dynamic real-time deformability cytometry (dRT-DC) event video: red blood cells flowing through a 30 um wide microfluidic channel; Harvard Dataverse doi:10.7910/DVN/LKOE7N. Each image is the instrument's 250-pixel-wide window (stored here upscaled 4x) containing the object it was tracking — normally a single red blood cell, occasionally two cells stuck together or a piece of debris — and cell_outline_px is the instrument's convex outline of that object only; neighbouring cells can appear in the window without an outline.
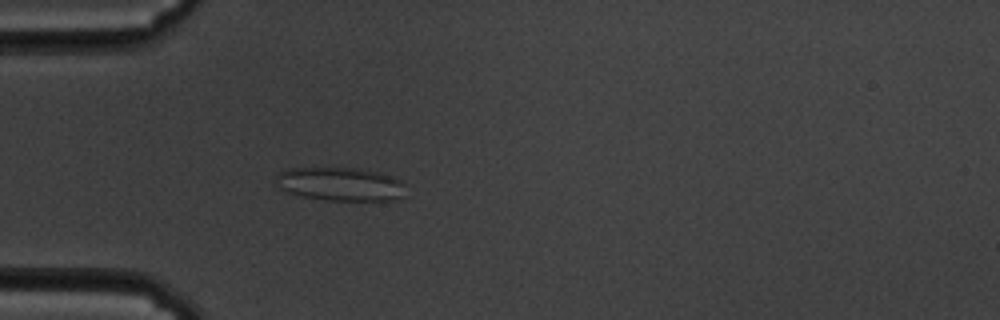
{"species": "common noctule bat (a hibernating species)", "species_latin": "Nyctalus noctula", "temperature_condition": "cold", "stored_images_in_passage": 57, "camera_frame_rate_fps": 3000, "um_per_image_px": 0.085, "animal": {"sex": "male", "body_mass_g": 19.5, "forearm_length_mm": 54.6}, "frame": {"image": 1, "passage_image": 17, "time_ms": 5.333, "image_size_px": [1000, 320], "cell_outline_px": [[408, 184], [400, 196], [392, 200], [324, 200], [304, 196], [288, 192], [272, 184], [276, 176], [280, 172], [288, 168], [360, 168], [380, 172], [400, 180]], "centroid_in_image_um": [28.9, 15.63], "position_along_channel_um": 56.1, "area_um2": 25.49}}
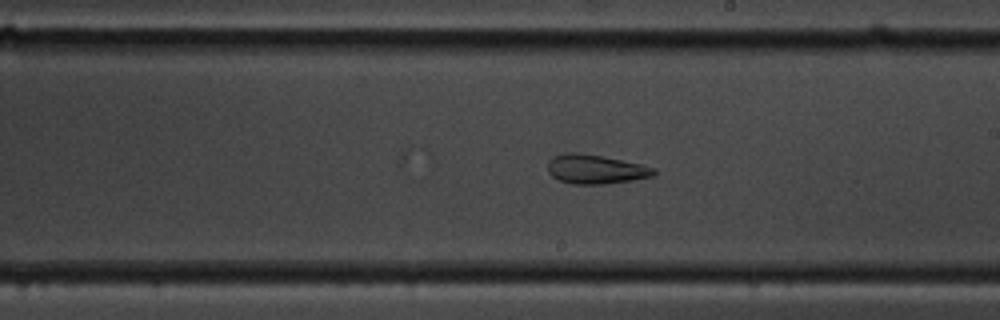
{"frame": {"image": 2, "passage_image": 33, "time_ms": 10.667, "image_size_px": [1000, 320], "cell_outline_px": [[656, 172], [652, 176], [632, 180], [604, 184], [572, 184], [560, 180], [552, 176], [548, 172], [548, 160], [552, 156], [564, 152], [576, 152], [600, 156], [640, 164], [656, 168]], "centroid_in_image_um": [50.58, 14.38], "position_along_channel_um": 238.4, "area_um2": 17.98}}
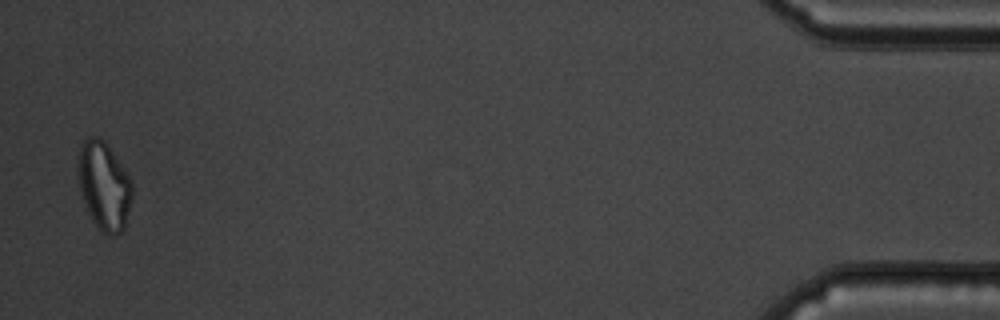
{"frame": {"image": 3, "passage_image": 56, "time_ms": 18.333, "image_size_px": [1000, 320], "cell_outline_px": [[132, 196], [124, 228], [116, 236], [112, 236], [104, 232], [92, 220], [84, 204], [76, 180], [80, 144], [88, 136], [100, 136], [108, 144], [132, 180]], "centroid_in_image_um": [8.82, 15.74], "position_along_channel_um": 426.4, "area_um2": 28.21}, "authors_computed_cell_mechanics": {"area_um2": 25.143, "velocity_mm_per_s": 3.5453, "shape_relaxation_time_tau1_ms": null, "shape_relaxation_time_tau2_ms": 2.2726, "deformation_change_tau1": null, "deformation_change_tau2": 0.1079}}